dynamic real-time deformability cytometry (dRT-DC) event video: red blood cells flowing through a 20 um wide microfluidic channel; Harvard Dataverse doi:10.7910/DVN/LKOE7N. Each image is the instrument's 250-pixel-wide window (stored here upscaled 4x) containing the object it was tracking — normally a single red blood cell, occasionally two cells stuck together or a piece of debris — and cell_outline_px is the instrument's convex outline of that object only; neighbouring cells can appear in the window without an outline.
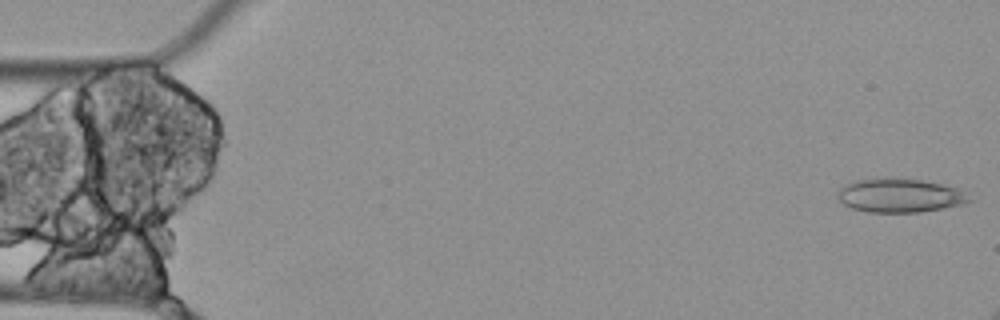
{"species": "Egyptian fruit bat (a non-hibernating species)", "species_latin": "Rousettus aegyptiacus", "temperature_condition": "cold", "stored_images_in_passage": 4, "camera_frame_rate_fps": 3000, "um_per_image_px": 0.085, "animal": {"sex": "female"}, "frame": {"image": 1, "passage_image": 1, "time_ms": 0.0, "image_size_px": [1000, 320], "cell_outline_px": [[976, 200], [944, 208], [920, 212], [868, 212], [852, 208], [844, 204], [836, 196], [836, 192], [840, 188], [856, 180], [920, 180], [960, 188]], "centroid_in_image_um": [76.54, 16.65], "position_along_channel_um": 8.5, "area_um2": 25.37}}
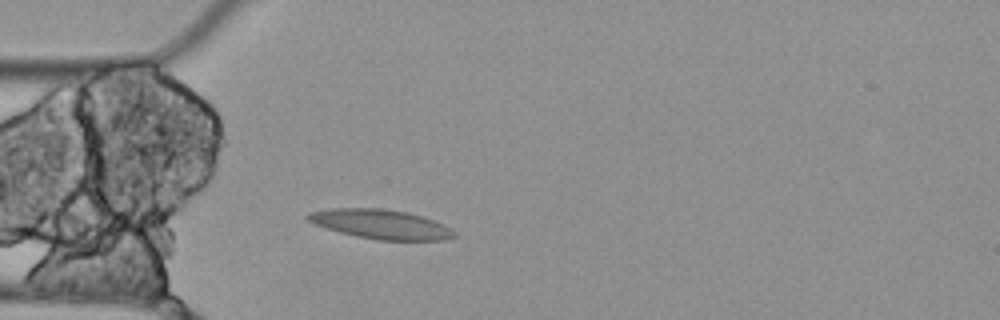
{"frame": {"image": 2, "passage_image": 4, "time_ms": 1.0, "image_size_px": [1000, 320], "cell_outline_px": [[456, 236], [440, 240], [380, 240], [356, 236], [340, 232], [316, 224], [308, 220], [304, 216], [308, 212], [332, 208], [380, 208], [408, 212], [432, 220], [456, 232]], "centroid_in_image_um": [32.32, 19.05], "position_along_channel_um": 52.7, "area_um2": 24.68}}